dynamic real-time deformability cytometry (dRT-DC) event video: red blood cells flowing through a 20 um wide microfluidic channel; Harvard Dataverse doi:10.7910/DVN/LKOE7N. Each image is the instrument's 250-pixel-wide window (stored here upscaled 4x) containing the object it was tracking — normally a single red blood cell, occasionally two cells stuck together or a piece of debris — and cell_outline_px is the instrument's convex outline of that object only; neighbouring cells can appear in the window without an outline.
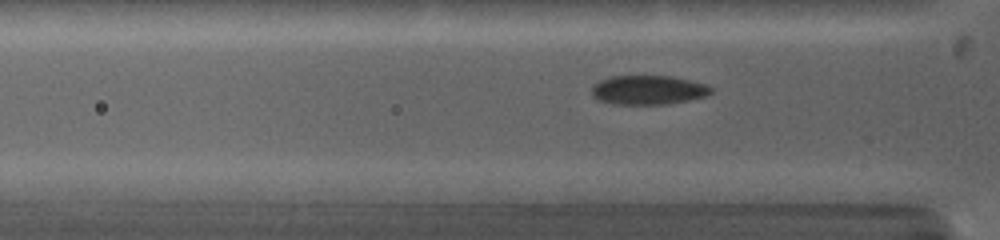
{"species": "common noctule bat (a hibernating species)", "species_latin": "Nyctalus noctula", "temperature_condition": "warm", "stored_images_in_passage": 77, "camera_frame_rate_fps": 5000, "um_per_image_px": 0.085, "animal": {"sex": "female", "body_mass_g": 19.0, "forearm_length_mm": 53.3}, "frame": {"image": 1, "passage_image": 21, "time_ms": 2.8, "image_size_px": [1000, 240], "cell_outline_px": [[712, 92], [708, 96], [668, 104], [612, 104], [596, 100], [592, 96], [592, 84], [600, 80], [612, 76], [672, 76], [708, 84], [712, 88]], "centroid_in_image_um": [55.09, 7.65], "position_along_channel_um": 70.7, "area_um2": 20.58}}
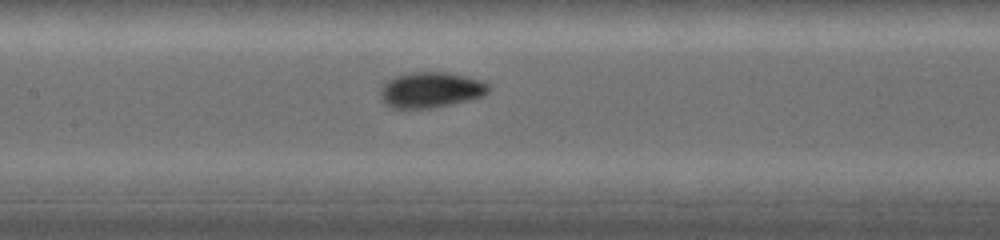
{"frame": {"image": 2, "passage_image": 37, "time_ms": 5.2, "image_size_px": [1000, 240], "cell_outline_px": [[492, 88], [484, 96], [468, 100], [432, 108], [392, 108], [384, 104], [380, 100], [380, 88], [388, 80], [396, 76], [412, 72], [448, 72], [480, 80], [488, 84]], "centroid_in_image_um": [36.6, 7.65], "position_along_channel_um": 170.8, "area_um2": 22.54}}
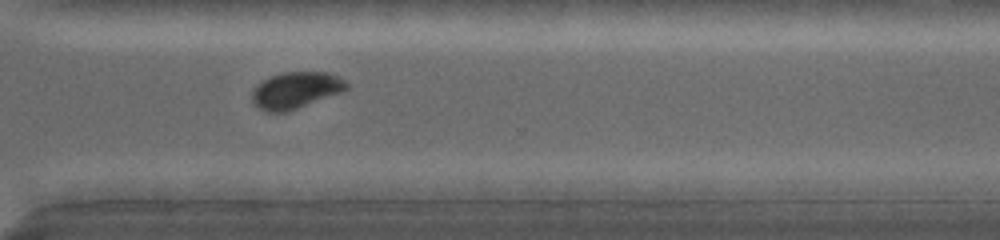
{"frame": {"image": 3, "passage_image": 60, "time_ms": 9.4, "image_size_px": [1000, 240], "cell_outline_px": [[348, 88], [340, 92], [288, 112], [264, 112], [256, 108], [252, 104], [252, 88], [256, 84], [272, 76], [284, 72], [328, 72], [344, 80], [348, 84]], "centroid_in_image_um": [25.07, 7.69], "position_along_channel_um": 345.5, "area_um2": 20.17}}